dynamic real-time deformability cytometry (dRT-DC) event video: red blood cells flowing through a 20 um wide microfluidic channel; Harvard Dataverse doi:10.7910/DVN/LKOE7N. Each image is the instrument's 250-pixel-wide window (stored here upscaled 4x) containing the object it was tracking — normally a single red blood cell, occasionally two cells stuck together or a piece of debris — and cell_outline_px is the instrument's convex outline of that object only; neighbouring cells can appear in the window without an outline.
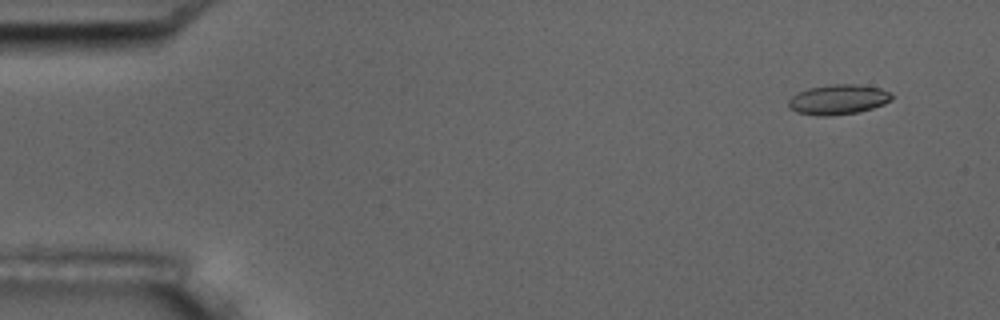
{"species": "common noctule bat (a hibernating species)", "species_latin": "Nyctalus noctula", "temperature_condition": "room temperature", "stored_images_in_passage": 8, "camera_frame_rate_fps": 3000, "um_per_image_px": 0.085, "animal": {"sex": "male", "body_mass_g": 17.5, "forearm_length_mm": 52.3}, "frame": {"image": 1, "passage_image": 2, "time_ms": 1.0, "image_size_px": [1000, 320], "cell_outline_px": [[892, 100], [884, 104], [860, 112], [832, 116], [816, 116], [796, 112], [788, 108], [788, 100], [792, 96], [808, 88], [832, 84], [856, 84], [880, 88], [892, 92]], "centroid_in_image_um": [71.25, 8.47], "position_along_channel_um": 13.7, "area_um2": 18.26}}
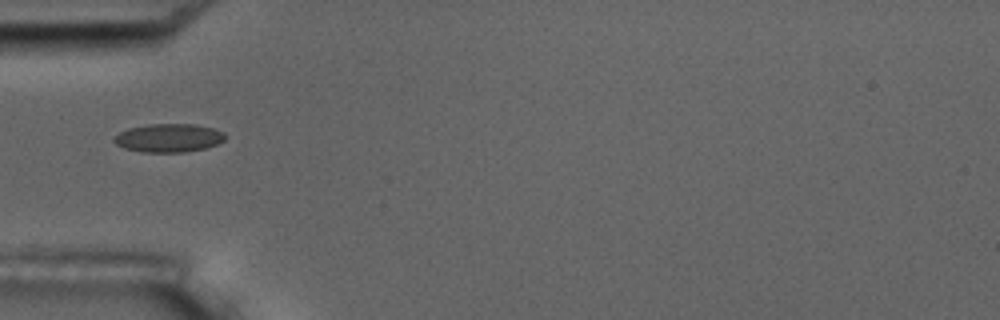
{"frame": {"image": 2, "passage_image": 6, "time_ms": 5.667, "image_size_px": [1000, 320], "cell_outline_px": [[224, 140], [216, 144], [204, 148], [184, 152], [140, 152], [124, 148], [116, 144], [112, 140], [120, 132], [128, 128], [148, 124], [196, 124], [212, 128], [224, 132]], "centroid_in_image_um": [14.31, 11.72], "position_along_channel_um": 70.7, "area_um2": 18.32}}